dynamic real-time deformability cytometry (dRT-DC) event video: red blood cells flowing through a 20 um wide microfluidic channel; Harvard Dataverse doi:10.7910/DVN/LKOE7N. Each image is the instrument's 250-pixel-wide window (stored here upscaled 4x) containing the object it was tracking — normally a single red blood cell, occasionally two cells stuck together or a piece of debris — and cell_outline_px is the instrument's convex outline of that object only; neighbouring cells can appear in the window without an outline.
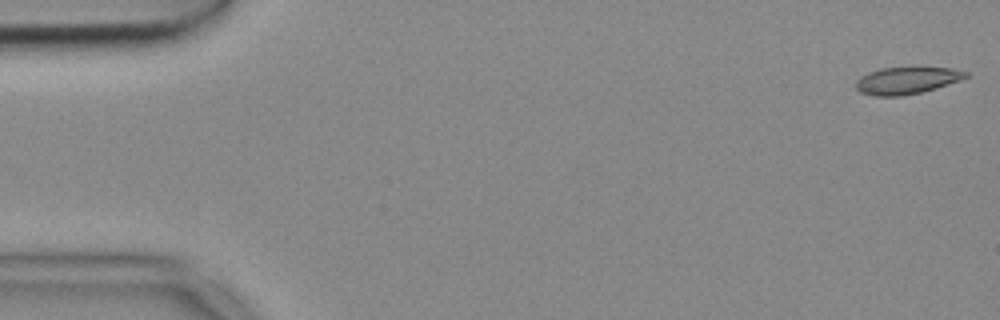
{"species": "common noctule bat (a hibernating species)", "species_latin": "Nyctalus noctula", "temperature_condition": "cold", "stored_images_in_passage": 20, "camera_frame_rate_fps": 3000, "um_per_image_px": 0.085, "animal": {"sex": "female", "body_mass_g": 18.4}, "frame": {"image": 1, "passage_image": 1, "time_ms": 0.0, "image_size_px": [1000, 320], "cell_outline_px": [[968, 76], [960, 80], [936, 88], [920, 92], [900, 96], [872, 96], [860, 92], [856, 88], [856, 80], [860, 76], [868, 72], [880, 68], [912, 64], [952, 68], [968, 72]], "centroid_in_image_um": [77.07, 6.78], "position_along_channel_um": 7.9, "area_um2": 18.21}}
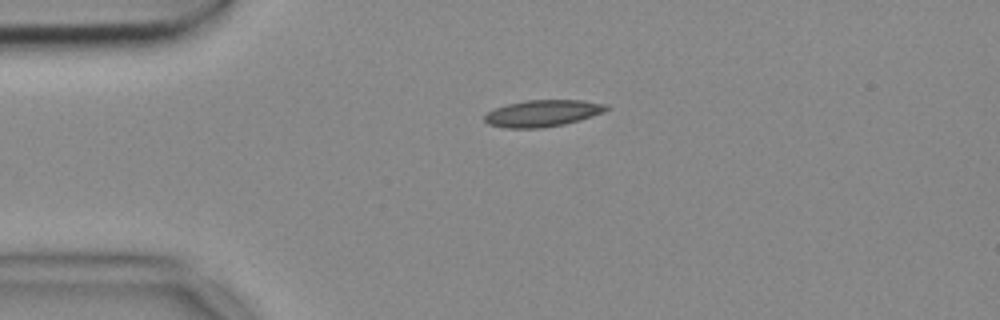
{"frame": {"image": 2, "passage_image": 12, "time_ms": 3.667, "image_size_px": [1000, 320], "cell_outline_px": [[612, 108], [604, 112], [580, 120], [564, 124], [540, 128], [504, 128], [488, 124], [484, 120], [484, 116], [488, 112], [496, 108], [508, 104], [524, 100], [580, 100], [608, 104]], "centroid_in_image_um": [46.16, 9.63], "position_along_channel_um": 38.8, "area_um2": 19.02}}